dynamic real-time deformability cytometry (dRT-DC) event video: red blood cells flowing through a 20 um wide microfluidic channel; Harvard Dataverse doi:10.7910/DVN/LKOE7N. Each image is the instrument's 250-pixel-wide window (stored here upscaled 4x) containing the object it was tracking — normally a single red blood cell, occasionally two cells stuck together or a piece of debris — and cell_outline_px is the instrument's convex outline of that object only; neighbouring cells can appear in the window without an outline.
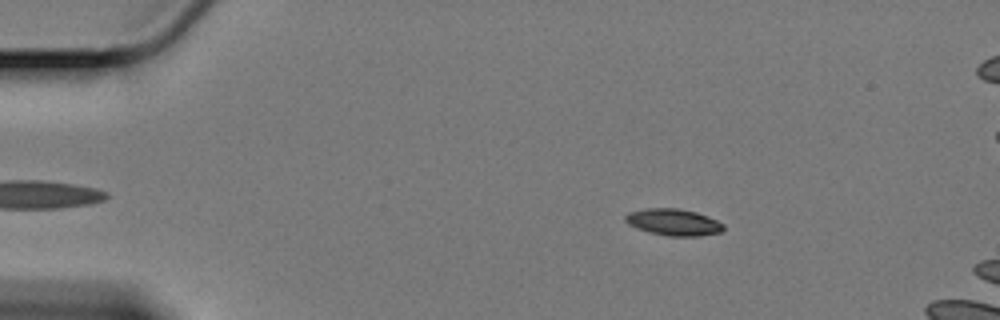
{"species": "Egyptian fruit bat (a non-hibernating species)", "species_latin": "Rousettus aegyptiacus", "temperature_condition": "cold", "stored_images_in_passage": 14, "camera_frame_rate_fps": 3000, "um_per_image_px": 0.085, "animal": {"sex": "female"}, "frame": {"image": 1, "passage_image": 8, "time_ms": 2.333, "image_size_px": [1000, 320], "cell_outline_px": [[724, 228], [720, 232], [696, 236], [668, 236], [648, 232], [636, 228], [628, 224], [624, 220], [624, 216], [628, 212], [644, 208], [680, 208], [696, 212], [708, 216], [724, 224]], "centroid_in_image_um": [57.2, 18.87], "position_along_channel_um": 27.8, "area_um2": 15.37}}